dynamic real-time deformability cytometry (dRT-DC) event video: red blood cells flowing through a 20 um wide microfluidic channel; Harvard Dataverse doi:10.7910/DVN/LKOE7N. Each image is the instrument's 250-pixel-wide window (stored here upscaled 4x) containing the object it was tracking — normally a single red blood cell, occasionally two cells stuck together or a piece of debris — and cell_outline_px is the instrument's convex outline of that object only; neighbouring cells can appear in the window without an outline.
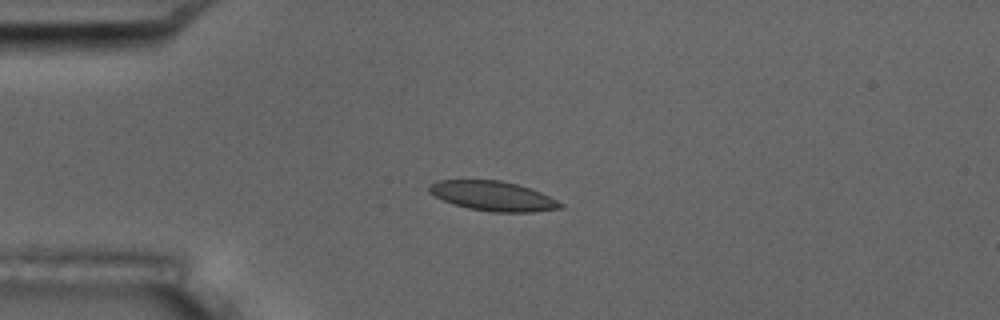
{"species": "common noctule bat (a hibernating species)", "species_latin": "Nyctalus noctula", "temperature_condition": "room temperature", "stored_images_in_passage": 5, "camera_frame_rate_fps": 3000, "um_per_image_px": 0.085, "animal": {"sex": "male", "body_mass_g": 17.5, "forearm_length_mm": 52.3}, "frame": {"image": 1, "passage_image": 4, "time_ms": 3.667, "image_size_px": [1000, 320], "cell_outline_px": [[564, 208], [532, 212], [492, 212], [468, 208], [444, 200], [428, 192], [428, 184], [436, 180], [500, 180], [516, 184], [540, 192], [564, 204]], "centroid_in_image_um": [41.89, 16.66], "position_along_channel_um": 43.1, "area_um2": 22.54}}